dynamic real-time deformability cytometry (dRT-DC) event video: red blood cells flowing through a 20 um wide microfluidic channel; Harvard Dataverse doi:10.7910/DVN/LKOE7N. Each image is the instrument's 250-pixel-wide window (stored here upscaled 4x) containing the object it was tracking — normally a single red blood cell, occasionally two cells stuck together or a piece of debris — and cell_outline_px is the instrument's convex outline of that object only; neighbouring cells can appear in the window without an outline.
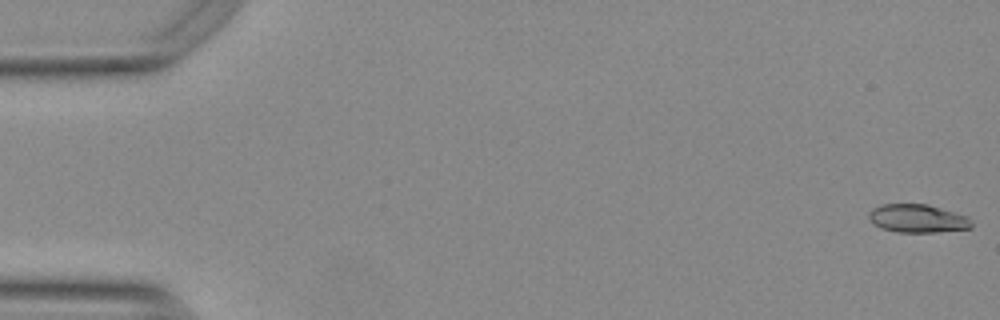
{"species": "Egyptian fruit bat (a non-hibernating species)", "species_latin": "Rousettus aegyptiacus", "temperature_condition": "warm", "stored_images_in_passage": 54, "camera_frame_rate_fps": 3000, "um_per_image_px": 0.085, "animal": {"sex": "female"}, "frame": {"image": 1, "passage_image": 1, "time_ms": 0.0, "image_size_px": [1000, 320], "cell_outline_px": [[972, 228], [936, 232], [896, 232], [880, 228], [868, 216], [868, 212], [872, 208], [880, 204], [928, 204], [968, 216], [972, 224]], "centroid_in_image_um": [77.99, 18.56], "position_along_channel_um": 7.0, "area_um2": 16.94}}
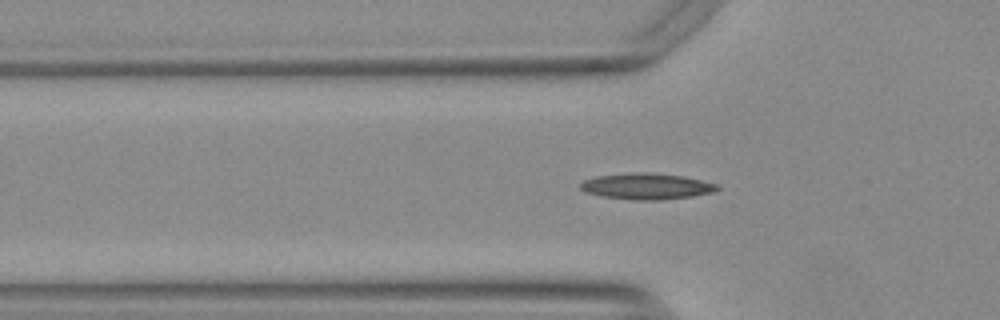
{"frame": {"image": 2, "passage_image": 18, "time_ms": 5.667, "image_size_px": [1000, 320], "cell_outline_px": [[720, 188], [712, 192], [692, 196], [660, 200], [636, 200], [600, 196], [584, 192], [580, 188], [580, 184], [584, 180], [596, 176], [684, 176], [716, 184]], "centroid_in_image_um": [54.96, 15.91], "position_along_channel_um": 70.8, "area_um2": 19.31}}
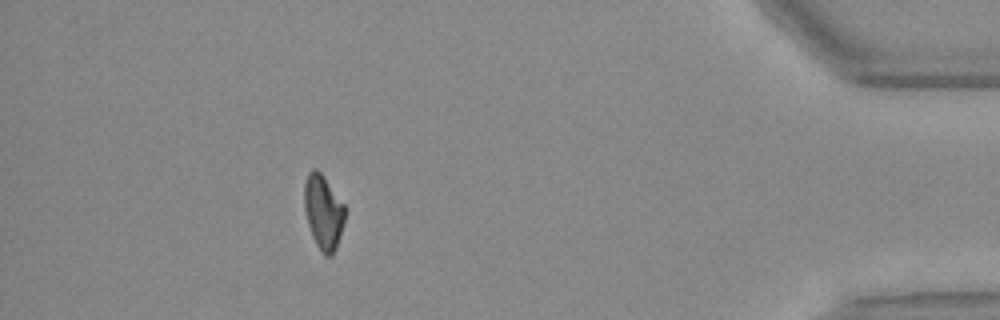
{"frame": {"image": 3, "passage_image": 49, "time_ms": 16.0, "image_size_px": [1000, 320], "cell_outline_px": [[344, 220], [336, 248], [332, 256], [324, 256], [316, 244], [308, 224], [304, 208], [304, 184], [308, 172], [312, 168], [316, 168], [324, 176], [344, 204]], "centroid_in_image_um": [27.46, 18.0], "position_along_channel_um": 407.7, "area_um2": 17.51}, "authors_computed_cell_mechanics": {"area_um2": 17.8313, "velocity_mm_per_s": 3.7781, "shape_relaxation_time_tau1_ms": null, "shape_relaxation_time_tau2_ms": 3.4033, "deformation_change_tau1": null, "deformation_change_tau2": 0.0894}}